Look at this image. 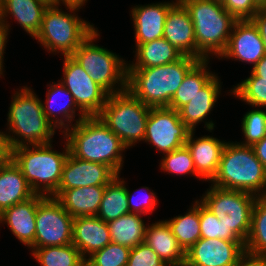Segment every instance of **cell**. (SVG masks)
<instances>
[{
	"label": "cell",
	"instance_id": "cell-47",
	"mask_svg": "<svg viewBox=\"0 0 266 266\" xmlns=\"http://www.w3.org/2000/svg\"><path fill=\"white\" fill-rule=\"evenodd\" d=\"M252 148L256 157L266 169V136L261 141L254 144Z\"/></svg>",
	"mask_w": 266,
	"mask_h": 266
},
{
	"label": "cell",
	"instance_id": "cell-6",
	"mask_svg": "<svg viewBox=\"0 0 266 266\" xmlns=\"http://www.w3.org/2000/svg\"><path fill=\"white\" fill-rule=\"evenodd\" d=\"M211 185L262 196L266 188V169L252 146L228 141L224 147L217 174Z\"/></svg>",
	"mask_w": 266,
	"mask_h": 266
},
{
	"label": "cell",
	"instance_id": "cell-14",
	"mask_svg": "<svg viewBox=\"0 0 266 266\" xmlns=\"http://www.w3.org/2000/svg\"><path fill=\"white\" fill-rule=\"evenodd\" d=\"M116 176L117 174L105 164L84 161L69 153L58 190L52 196L58 198L65 190L78 187L106 186Z\"/></svg>",
	"mask_w": 266,
	"mask_h": 266
},
{
	"label": "cell",
	"instance_id": "cell-13",
	"mask_svg": "<svg viewBox=\"0 0 266 266\" xmlns=\"http://www.w3.org/2000/svg\"><path fill=\"white\" fill-rule=\"evenodd\" d=\"M60 81L71 93L77 107L86 116H98L109 94L71 57L64 56Z\"/></svg>",
	"mask_w": 266,
	"mask_h": 266
},
{
	"label": "cell",
	"instance_id": "cell-39",
	"mask_svg": "<svg viewBox=\"0 0 266 266\" xmlns=\"http://www.w3.org/2000/svg\"><path fill=\"white\" fill-rule=\"evenodd\" d=\"M200 231L201 238H220L228 241H237L226 227L212 212L200 201Z\"/></svg>",
	"mask_w": 266,
	"mask_h": 266
},
{
	"label": "cell",
	"instance_id": "cell-9",
	"mask_svg": "<svg viewBox=\"0 0 266 266\" xmlns=\"http://www.w3.org/2000/svg\"><path fill=\"white\" fill-rule=\"evenodd\" d=\"M256 195L209 185L199 199L243 247L250 233Z\"/></svg>",
	"mask_w": 266,
	"mask_h": 266
},
{
	"label": "cell",
	"instance_id": "cell-21",
	"mask_svg": "<svg viewBox=\"0 0 266 266\" xmlns=\"http://www.w3.org/2000/svg\"><path fill=\"white\" fill-rule=\"evenodd\" d=\"M43 197L44 195L35 194L0 214V224L8 225L12 234L28 249L34 244L37 205Z\"/></svg>",
	"mask_w": 266,
	"mask_h": 266
},
{
	"label": "cell",
	"instance_id": "cell-15",
	"mask_svg": "<svg viewBox=\"0 0 266 266\" xmlns=\"http://www.w3.org/2000/svg\"><path fill=\"white\" fill-rule=\"evenodd\" d=\"M244 252L238 241L200 238L185 251L184 266H235Z\"/></svg>",
	"mask_w": 266,
	"mask_h": 266
},
{
	"label": "cell",
	"instance_id": "cell-53",
	"mask_svg": "<svg viewBox=\"0 0 266 266\" xmlns=\"http://www.w3.org/2000/svg\"><path fill=\"white\" fill-rule=\"evenodd\" d=\"M262 196L266 198V188H265L264 193L262 194Z\"/></svg>",
	"mask_w": 266,
	"mask_h": 266
},
{
	"label": "cell",
	"instance_id": "cell-52",
	"mask_svg": "<svg viewBox=\"0 0 266 266\" xmlns=\"http://www.w3.org/2000/svg\"><path fill=\"white\" fill-rule=\"evenodd\" d=\"M262 6H266V0H257Z\"/></svg>",
	"mask_w": 266,
	"mask_h": 266
},
{
	"label": "cell",
	"instance_id": "cell-48",
	"mask_svg": "<svg viewBox=\"0 0 266 266\" xmlns=\"http://www.w3.org/2000/svg\"><path fill=\"white\" fill-rule=\"evenodd\" d=\"M251 72L261 79H266V54L253 68H251Z\"/></svg>",
	"mask_w": 266,
	"mask_h": 266
},
{
	"label": "cell",
	"instance_id": "cell-7",
	"mask_svg": "<svg viewBox=\"0 0 266 266\" xmlns=\"http://www.w3.org/2000/svg\"><path fill=\"white\" fill-rule=\"evenodd\" d=\"M48 5L42 17L39 33L34 38L48 53L71 56L81 43L97 28L79 17L81 8Z\"/></svg>",
	"mask_w": 266,
	"mask_h": 266
},
{
	"label": "cell",
	"instance_id": "cell-33",
	"mask_svg": "<svg viewBox=\"0 0 266 266\" xmlns=\"http://www.w3.org/2000/svg\"><path fill=\"white\" fill-rule=\"evenodd\" d=\"M31 254L40 266H83L85 263L81 252L72 243L35 248Z\"/></svg>",
	"mask_w": 266,
	"mask_h": 266
},
{
	"label": "cell",
	"instance_id": "cell-28",
	"mask_svg": "<svg viewBox=\"0 0 266 266\" xmlns=\"http://www.w3.org/2000/svg\"><path fill=\"white\" fill-rule=\"evenodd\" d=\"M135 59L127 61V68L157 67L179 60L183 54L164 37L148 43L135 45Z\"/></svg>",
	"mask_w": 266,
	"mask_h": 266
},
{
	"label": "cell",
	"instance_id": "cell-41",
	"mask_svg": "<svg viewBox=\"0 0 266 266\" xmlns=\"http://www.w3.org/2000/svg\"><path fill=\"white\" fill-rule=\"evenodd\" d=\"M126 266H169L145 242L131 248Z\"/></svg>",
	"mask_w": 266,
	"mask_h": 266
},
{
	"label": "cell",
	"instance_id": "cell-37",
	"mask_svg": "<svg viewBox=\"0 0 266 266\" xmlns=\"http://www.w3.org/2000/svg\"><path fill=\"white\" fill-rule=\"evenodd\" d=\"M241 129L244 140L238 143L253 146L266 136V108L248 110L241 120Z\"/></svg>",
	"mask_w": 266,
	"mask_h": 266
},
{
	"label": "cell",
	"instance_id": "cell-40",
	"mask_svg": "<svg viewBox=\"0 0 266 266\" xmlns=\"http://www.w3.org/2000/svg\"><path fill=\"white\" fill-rule=\"evenodd\" d=\"M144 191L143 194H139L138 191ZM150 189L149 187L142 186L139 189H136L133 191V193L130 191V189L126 186V192H127V199H128V206L130 213L134 214H140L142 216L144 215H150L155 211L158 200L155 192ZM136 192V193H135ZM139 194V196L137 195ZM142 193V192H141ZM137 195V196H135Z\"/></svg>",
	"mask_w": 266,
	"mask_h": 266
},
{
	"label": "cell",
	"instance_id": "cell-8",
	"mask_svg": "<svg viewBox=\"0 0 266 266\" xmlns=\"http://www.w3.org/2000/svg\"><path fill=\"white\" fill-rule=\"evenodd\" d=\"M96 28L71 57L89 77L109 95L127 90V61L104 46L95 44L100 38Z\"/></svg>",
	"mask_w": 266,
	"mask_h": 266
},
{
	"label": "cell",
	"instance_id": "cell-22",
	"mask_svg": "<svg viewBox=\"0 0 266 266\" xmlns=\"http://www.w3.org/2000/svg\"><path fill=\"white\" fill-rule=\"evenodd\" d=\"M163 37L183 55L196 58L193 23L188 10L179 0L167 13Z\"/></svg>",
	"mask_w": 266,
	"mask_h": 266
},
{
	"label": "cell",
	"instance_id": "cell-36",
	"mask_svg": "<svg viewBox=\"0 0 266 266\" xmlns=\"http://www.w3.org/2000/svg\"><path fill=\"white\" fill-rule=\"evenodd\" d=\"M161 172L176 176L191 175L199 181L204 180L196 173L191 153L186 145L164 154L159 163Z\"/></svg>",
	"mask_w": 266,
	"mask_h": 266
},
{
	"label": "cell",
	"instance_id": "cell-16",
	"mask_svg": "<svg viewBox=\"0 0 266 266\" xmlns=\"http://www.w3.org/2000/svg\"><path fill=\"white\" fill-rule=\"evenodd\" d=\"M266 50L258 28L251 20H237L228 44L218 60L226 58L251 64L252 68L263 58Z\"/></svg>",
	"mask_w": 266,
	"mask_h": 266
},
{
	"label": "cell",
	"instance_id": "cell-35",
	"mask_svg": "<svg viewBox=\"0 0 266 266\" xmlns=\"http://www.w3.org/2000/svg\"><path fill=\"white\" fill-rule=\"evenodd\" d=\"M230 93V94H229ZM228 95L240 99L252 108H266V79L255 76L252 72L249 77L237 83L229 90Z\"/></svg>",
	"mask_w": 266,
	"mask_h": 266
},
{
	"label": "cell",
	"instance_id": "cell-32",
	"mask_svg": "<svg viewBox=\"0 0 266 266\" xmlns=\"http://www.w3.org/2000/svg\"><path fill=\"white\" fill-rule=\"evenodd\" d=\"M126 181L120 174L105 186L97 217L106 223L129 214Z\"/></svg>",
	"mask_w": 266,
	"mask_h": 266
},
{
	"label": "cell",
	"instance_id": "cell-17",
	"mask_svg": "<svg viewBox=\"0 0 266 266\" xmlns=\"http://www.w3.org/2000/svg\"><path fill=\"white\" fill-rule=\"evenodd\" d=\"M41 102L47 120L56 130L60 129L61 134L86 117L60 81L57 83L50 81L47 84L46 101L41 100Z\"/></svg>",
	"mask_w": 266,
	"mask_h": 266
},
{
	"label": "cell",
	"instance_id": "cell-25",
	"mask_svg": "<svg viewBox=\"0 0 266 266\" xmlns=\"http://www.w3.org/2000/svg\"><path fill=\"white\" fill-rule=\"evenodd\" d=\"M144 242L169 266H184L185 251L178 244L165 219L148 223Z\"/></svg>",
	"mask_w": 266,
	"mask_h": 266
},
{
	"label": "cell",
	"instance_id": "cell-18",
	"mask_svg": "<svg viewBox=\"0 0 266 266\" xmlns=\"http://www.w3.org/2000/svg\"><path fill=\"white\" fill-rule=\"evenodd\" d=\"M178 0L138 4L129 13L133 23L135 45L151 42L163 37L164 24L169 9Z\"/></svg>",
	"mask_w": 266,
	"mask_h": 266
},
{
	"label": "cell",
	"instance_id": "cell-30",
	"mask_svg": "<svg viewBox=\"0 0 266 266\" xmlns=\"http://www.w3.org/2000/svg\"><path fill=\"white\" fill-rule=\"evenodd\" d=\"M210 60H200L185 76L183 82L173 95L168 108L179 110L192 100L216 74L210 70Z\"/></svg>",
	"mask_w": 266,
	"mask_h": 266
},
{
	"label": "cell",
	"instance_id": "cell-1",
	"mask_svg": "<svg viewBox=\"0 0 266 266\" xmlns=\"http://www.w3.org/2000/svg\"><path fill=\"white\" fill-rule=\"evenodd\" d=\"M70 153L81 160L98 162L121 174L128 149L98 116H86L62 134Z\"/></svg>",
	"mask_w": 266,
	"mask_h": 266
},
{
	"label": "cell",
	"instance_id": "cell-29",
	"mask_svg": "<svg viewBox=\"0 0 266 266\" xmlns=\"http://www.w3.org/2000/svg\"><path fill=\"white\" fill-rule=\"evenodd\" d=\"M142 215L129 213L107 223L111 242L134 248L145 241L148 223Z\"/></svg>",
	"mask_w": 266,
	"mask_h": 266
},
{
	"label": "cell",
	"instance_id": "cell-31",
	"mask_svg": "<svg viewBox=\"0 0 266 266\" xmlns=\"http://www.w3.org/2000/svg\"><path fill=\"white\" fill-rule=\"evenodd\" d=\"M185 214L166 219L178 244L187 251L201 238L200 231V200L195 199Z\"/></svg>",
	"mask_w": 266,
	"mask_h": 266
},
{
	"label": "cell",
	"instance_id": "cell-20",
	"mask_svg": "<svg viewBox=\"0 0 266 266\" xmlns=\"http://www.w3.org/2000/svg\"><path fill=\"white\" fill-rule=\"evenodd\" d=\"M226 143L214 136L196 137L195 131L190 132L185 145L191 153L196 173L205 182L210 183L217 174Z\"/></svg>",
	"mask_w": 266,
	"mask_h": 266
},
{
	"label": "cell",
	"instance_id": "cell-3",
	"mask_svg": "<svg viewBox=\"0 0 266 266\" xmlns=\"http://www.w3.org/2000/svg\"><path fill=\"white\" fill-rule=\"evenodd\" d=\"M200 60L183 55L157 67L127 68V90L146 106L168 107L187 73Z\"/></svg>",
	"mask_w": 266,
	"mask_h": 266
},
{
	"label": "cell",
	"instance_id": "cell-44",
	"mask_svg": "<svg viewBox=\"0 0 266 266\" xmlns=\"http://www.w3.org/2000/svg\"><path fill=\"white\" fill-rule=\"evenodd\" d=\"M9 34L10 30L8 26L0 20V78H2V76L4 77V54L7 47L6 44L9 40Z\"/></svg>",
	"mask_w": 266,
	"mask_h": 266
},
{
	"label": "cell",
	"instance_id": "cell-11",
	"mask_svg": "<svg viewBox=\"0 0 266 266\" xmlns=\"http://www.w3.org/2000/svg\"><path fill=\"white\" fill-rule=\"evenodd\" d=\"M74 218L53 196H44L37 205L34 244L29 248L62 246L72 243Z\"/></svg>",
	"mask_w": 266,
	"mask_h": 266
},
{
	"label": "cell",
	"instance_id": "cell-2",
	"mask_svg": "<svg viewBox=\"0 0 266 266\" xmlns=\"http://www.w3.org/2000/svg\"><path fill=\"white\" fill-rule=\"evenodd\" d=\"M14 90L7 113V137L10 149L54 142L56 129L47 120L41 99L28 85Z\"/></svg>",
	"mask_w": 266,
	"mask_h": 266
},
{
	"label": "cell",
	"instance_id": "cell-19",
	"mask_svg": "<svg viewBox=\"0 0 266 266\" xmlns=\"http://www.w3.org/2000/svg\"><path fill=\"white\" fill-rule=\"evenodd\" d=\"M222 83L216 73L190 102L178 110L180 119L191 131H196L197 125L202 122L207 131L212 132L215 129L216 125L212 119L208 120V115L211 114L220 98Z\"/></svg>",
	"mask_w": 266,
	"mask_h": 266
},
{
	"label": "cell",
	"instance_id": "cell-38",
	"mask_svg": "<svg viewBox=\"0 0 266 266\" xmlns=\"http://www.w3.org/2000/svg\"><path fill=\"white\" fill-rule=\"evenodd\" d=\"M131 248L113 242L89 256L85 262L89 266H126Z\"/></svg>",
	"mask_w": 266,
	"mask_h": 266
},
{
	"label": "cell",
	"instance_id": "cell-23",
	"mask_svg": "<svg viewBox=\"0 0 266 266\" xmlns=\"http://www.w3.org/2000/svg\"><path fill=\"white\" fill-rule=\"evenodd\" d=\"M111 242L108 225L97 216H81L73 220L72 244L86 260Z\"/></svg>",
	"mask_w": 266,
	"mask_h": 266
},
{
	"label": "cell",
	"instance_id": "cell-51",
	"mask_svg": "<svg viewBox=\"0 0 266 266\" xmlns=\"http://www.w3.org/2000/svg\"><path fill=\"white\" fill-rule=\"evenodd\" d=\"M46 2L48 5H56V0H43Z\"/></svg>",
	"mask_w": 266,
	"mask_h": 266
},
{
	"label": "cell",
	"instance_id": "cell-4",
	"mask_svg": "<svg viewBox=\"0 0 266 266\" xmlns=\"http://www.w3.org/2000/svg\"><path fill=\"white\" fill-rule=\"evenodd\" d=\"M188 10L196 40V58H219L228 44L234 23L237 21L215 0H179ZM212 58H211V57Z\"/></svg>",
	"mask_w": 266,
	"mask_h": 266
},
{
	"label": "cell",
	"instance_id": "cell-24",
	"mask_svg": "<svg viewBox=\"0 0 266 266\" xmlns=\"http://www.w3.org/2000/svg\"><path fill=\"white\" fill-rule=\"evenodd\" d=\"M47 7L48 4L43 0H0V20L11 30L7 20L15 19L28 35L35 38L41 29L43 13Z\"/></svg>",
	"mask_w": 266,
	"mask_h": 266
},
{
	"label": "cell",
	"instance_id": "cell-50",
	"mask_svg": "<svg viewBox=\"0 0 266 266\" xmlns=\"http://www.w3.org/2000/svg\"><path fill=\"white\" fill-rule=\"evenodd\" d=\"M259 258L264 262V264L266 265V249L261 251L259 254H258Z\"/></svg>",
	"mask_w": 266,
	"mask_h": 266
},
{
	"label": "cell",
	"instance_id": "cell-34",
	"mask_svg": "<svg viewBox=\"0 0 266 266\" xmlns=\"http://www.w3.org/2000/svg\"><path fill=\"white\" fill-rule=\"evenodd\" d=\"M244 248L246 252L254 255L266 249V198L263 196L256 197L251 229Z\"/></svg>",
	"mask_w": 266,
	"mask_h": 266
},
{
	"label": "cell",
	"instance_id": "cell-49",
	"mask_svg": "<svg viewBox=\"0 0 266 266\" xmlns=\"http://www.w3.org/2000/svg\"><path fill=\"white\" fill-rule=\"evenodd\" d=\"M88 0H56V5L58 6H72L77 8L85 7Z\"/></svg>",
	"mask_w": 266,
	"mask_h": 266
},
{
	"label": "cell",
	"instance_id": "cell-42",
	"mask_svg": "<svg viewBox=\"0 0 266 266\" xmlns=\"http://www.w3.org/2000/svg\"><path fill=\"white\" fill-rule=\"evenodd\" d=\"M221 3L236 20H250L262 7L257 0H222Z\"/></svg>",
	"mask_w": 266,
	"mask_h": 266
},
{
	"label": "cell",
	"instance_id": "cell-43",
	"mask_svg": "<svg viewBox=\"0 0 266 266\" xmlns=\"http://www.w3.org/2000/svg\"><path fill=\"white\" fill-rule=\"evenodd\" d=\"M250 20L258 28L266 50V6H262Z\"/></svg>",
	"mask_w": 266,
	"mask_h": 266
},
{
	"label": "cell",
	"instance_id": "cell-10",
	"mask_svg": "<svg viewBox=\"0 0 266 266\" xmlns=\"http://www.w3.org/2000/svg\"><path fill=\"white\" fill-rule=\"evenodd\" d=\"M150 109L126 90L109 95L98 117L130 149L144 141Z\"/></svg>",
	"mask_w": 266,
	"mask_h": 266
},
{
	"label": "cell",
	"instance_id": "cell-12",
	"mask_svg": "<svg viewBox=\"0 0 266 266\" xmlns=\"http://www.w3.org/2000/svg\"><path fill=\"white\" fill-rule=\"evenodd\" d=\"M190 132L177 110L168 107L151 108L143 142L164 155L184 146Z\"/></svg>",
	"mask_w": 266,
	"mask_h": 266
},
{
	"label": "cell",
	"instance_id": "cell-27",
	"mask_svg": "<svg viewBox=\"0 0 266 266\" xmlns=\"http://www.w3.org/2000/svg\"><path fill=\"white\" fill-rule=\"evenodd\" d=\"M105 186L78 187L65 190L57 199L73 217L96 216Z\"/></svg>",
	"mask_w": 266,
	"mask_h": 266
},
{
	"label": "cell",
	"instance_id": "cell-5",
	"mask_svg": "<svg viewBox=\"0 0 266 266\" xmlns=\"http://www.w3.org/2000/svg\"><path fill=\"white\" fill-rule=\"evenodd\" d=\"M64 142L61 152L53 149V143L11 149V160L22 171L35 194L52 196L58 190L63 166L70 153L66 139Z\"/></svg>",
	"mask_w": 266,
	"mask_h": 266
},
{
	"label": "cell",
	"instance_id": "cell-46",
	"mask_svg": "<svg viewBox=\"0 0 266 266\" xmlns=\"http://www.w3.org/2000/svg\"><path fill=\"white\" fill-rule=\"evenodd\" d=\"M235 266H266L258 255L244 252L238 259Z\"/></svg>",
	"mask_w": 266,
	"mask_h": 266
},
{
	"label": "cell",
	"instance_id": "cell-26",
	"mask_svg": "<svg viewBox=\"0 0 266 266\" xmlns=\"http://www.w3.org/2000/svg\"><path fill=\"white\" fill-rule=\"evenodd\" d=\"M34 195L35 192L31 189L22 171L11 159L0 167V214L7 208Z\"/></svg>",
	"mask_w": 266,
	"mask_h": 266
},
{
	"label": "cell",
	"instance_id": "cell-45",
	"mask_svg": "<svg viewBox=\"0 0 266 266\" xmlns=\"http://www.w3.org/2000/svg\"><path fill=\"white\" fill-rule=\"evenodd\" d=\"M11 159V149L8 145L5 132L0 130V167Z\"/></svg>",
	"mask_w": 266,
	"mask_h": 266
}]
</instances>
